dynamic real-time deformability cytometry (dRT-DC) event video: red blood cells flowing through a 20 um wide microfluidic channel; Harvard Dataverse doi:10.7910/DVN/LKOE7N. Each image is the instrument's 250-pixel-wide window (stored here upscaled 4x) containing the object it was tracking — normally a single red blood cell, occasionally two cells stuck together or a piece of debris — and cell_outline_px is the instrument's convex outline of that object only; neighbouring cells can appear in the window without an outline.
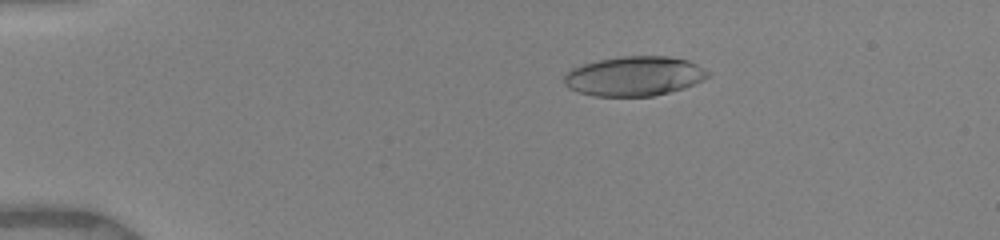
{"species": "human", "species_latin": "Homo sapiens", "temperature_condition": "warm", "stored_images_in_passage": 13, "camera_frame_rate_fps": 3000, "um_per_image_px": 0.085, "donor": {"sex": "female"}, "frame": {"image": 1, "passage_image": 6, "time_ms": 3.0, "image_size_px": [1000, 240], "cell_outline_px": [[712, 76], [704, 80], [684, 88], [652, 96], [592, 96], [576, 92], [568, 88], [564, 84], [564, 76], [572, 68], [580, 64], [600, 60], [624, 56], [668, 56], [688, 60], [704, 68]], "centroid_in_image_um": [53.91, 6.47], "position_along_channel_um": 31.1, "area_um2": 33.35}}
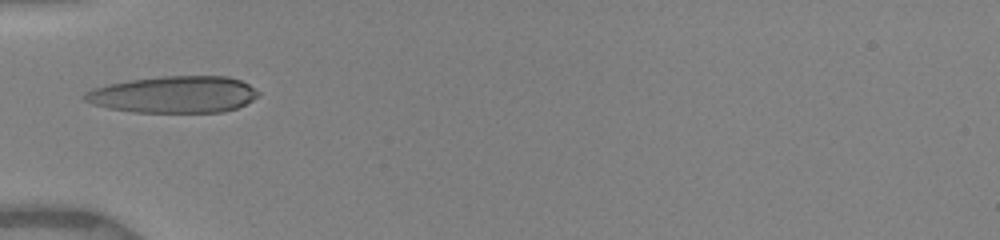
{"frame": {"image": 2, "passage_image": 10, "time_ms": 5.667, "image_size_px": [1000, 240], "cell_outline_px": [[260, 96], [236, 108], [224, 112], [132, 112], [108, 108], [92, 104], [84, 100], [80, 96], [84, 92], [92, 88], [108, 84], [128, 80], [160, 76], [228, 76], [240, 80], [248, 84], [260, 92]], "centroid_in_image_um": [14.74, 8.03], "position_along_channel_um": 70.3, "area_um2": 37.51}}
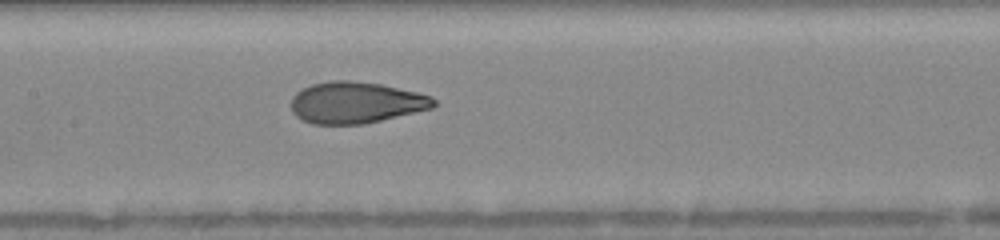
{"frame": {"image": 3, "passage_image": 13, "time_ms": 8.333, "image_size_px": [1000, 240], "cell_outline_px": [[436, 104], [432, 108], [364, 124], [312, 124], [296, 116], [292, 112], [292, 96], [296, 92], [312, 84], [332, 80], [348, 80], [380, 84], [416, 92], [432, 96], [436, 100]], "centroid_in_image_um": [30.24, 8.72], "position_along_channel_um": 177.2, "area_um2": 34.28}}